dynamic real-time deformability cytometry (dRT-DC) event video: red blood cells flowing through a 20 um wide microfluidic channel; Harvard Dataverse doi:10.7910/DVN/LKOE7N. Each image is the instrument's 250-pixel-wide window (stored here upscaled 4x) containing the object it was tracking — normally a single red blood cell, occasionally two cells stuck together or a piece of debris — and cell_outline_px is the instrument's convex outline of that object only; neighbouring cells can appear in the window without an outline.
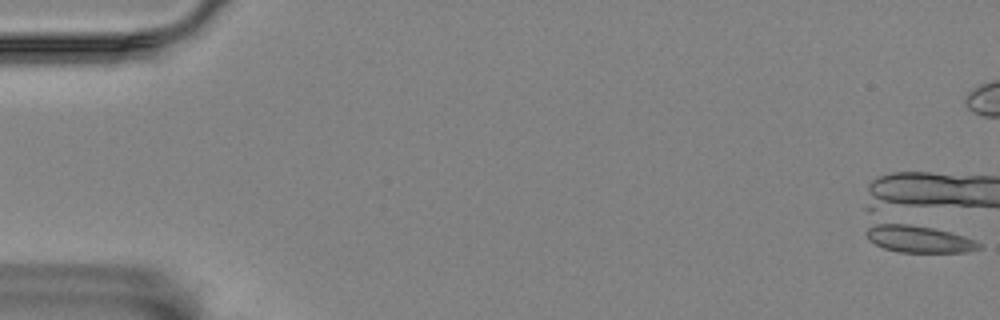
{"species": "Egyptian fruit bat (a non-hibernating species)", "species_latin": "Rousettus aegyptiacus", "temperature_condition": "room temperature", "stored_images_in_passage": 1, "camera_frame_rate_fps": 3000, "um_per_image_px": 0.085, "animal": {"sex": "female"}, "frame": {"image": 1, "passage_image": 1, "time_ms": 0.0, "image_size_px": [1000, 320], "cell_outline_px": [[984, 248], [968, 252], [900, 252], [884, 248], [868, 240], [864, 232], [876, 220], [880, 220], [908, 224], [932, 228], [952, 232], [976, 240]], "centroid_in_image_um": [78.04, 20.28], "position_along_channel_um": 7.0, "area_um2": 18.32}}